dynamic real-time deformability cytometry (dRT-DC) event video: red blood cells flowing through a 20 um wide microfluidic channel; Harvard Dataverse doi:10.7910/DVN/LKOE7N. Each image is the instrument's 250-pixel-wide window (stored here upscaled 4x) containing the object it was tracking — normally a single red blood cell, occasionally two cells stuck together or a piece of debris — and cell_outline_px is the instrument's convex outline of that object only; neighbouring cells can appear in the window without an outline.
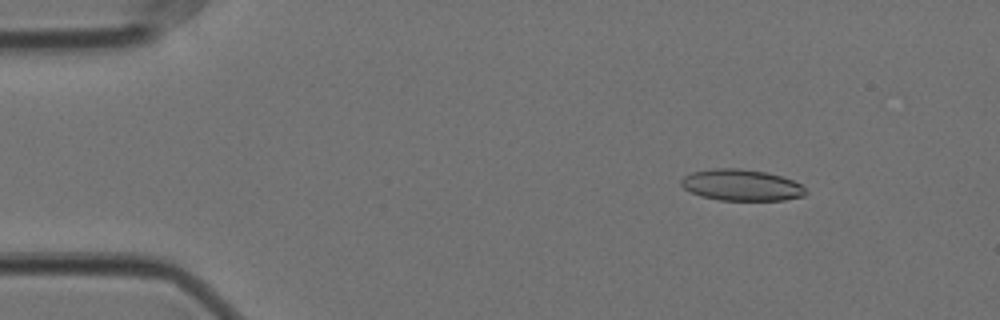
{"species": "Egyptian fruit bat (a non-hibernating species)", "species_latin": "Rousettus aegyptiacus", "temperature_condition": "cold", "stored_images_in_passage": 57, "camera_frame_rate_fps": 3000, "um_per_image_px": 0.085, "animal": {"sex": "female"}, "frame": {"image": 1, "passage_image": 8, "time_ms": 2.333, "image_size_px": [1000, 320], "cell_outline_px": [[808, 192], [804, 196], [784, 200], [720, 200], [700, 196], [684, 188], [680, 184], [680, 180], [684, 176], [692, 172], [712, 168], [740, 168], [764, 172], [780, 176], [792, 180], [800, 184]], "centroid_in_image_um": [63.0, 15.73], "position_along_channel_um": 22.0, "area_um2": 22.72}}
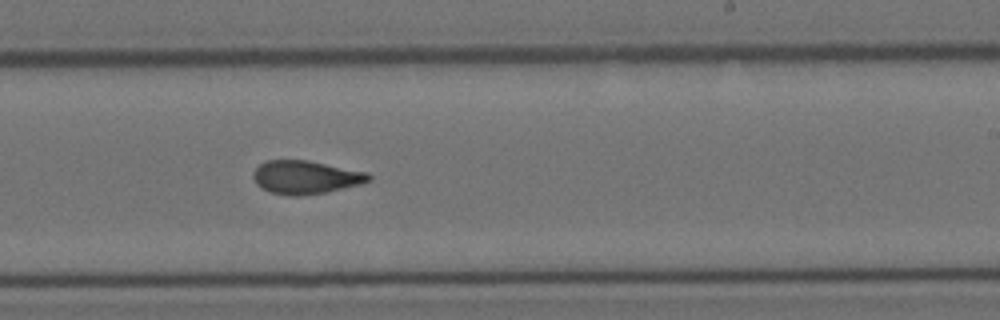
{"frame": {"image": 2, "passage_image": 35, "time_ms": 11.333, "image_size_px": [1000, 320], "cell_outline_px": [[372, 180], [360, 184], [328, 192], [300, 196], [288, 196], [268, 192], [256, 184], [252, 176], [252, 172], [264, 160], [308, 160], [368, 172], [372, 176]], "centroid_in_image_um": [25.97, 15.07], "position_along_channel_um": 263.0, "area_um2": 22.77}}
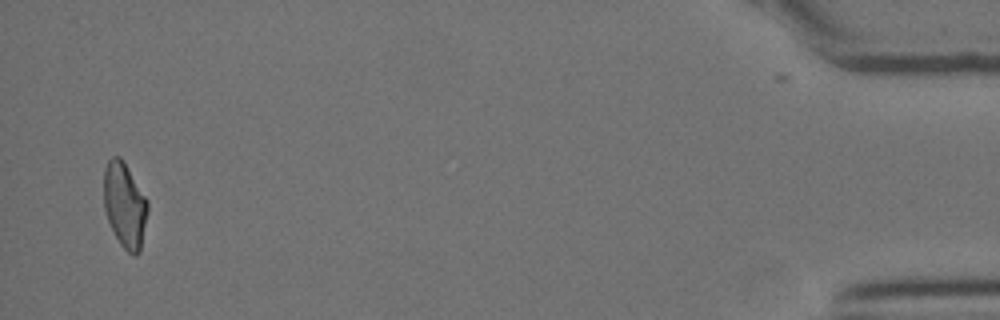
{"frame": {"image": 3, "passage_image": 56, "time_ms": 18.333, "image_size_px": [1000, 320], "cell_outline_px": [[148, 208], [140, 252], [136, 256], [132, 256], [120, 244], [108, 220], [104, 208], [104, 168], [108, 160], [112, 156], [120, 156], [124, 160], [148, 200]], "centroid_in_image_um": [10.61, 17.41], "position_along_channel_um": 424.6, "area_um2": 21.91}, "authors_computed_cell_mechanics": {"area_um2": 22.4264, "velocity_mm_per_s": 3.5462, "shape_relaxation_time_tau1_ms": 9.2383, "shape_relaxation_time_tau2_ms": 2.5621, "deformation_change_tau1": 0.2108, "deformation_change_tau2": 0.0963}}